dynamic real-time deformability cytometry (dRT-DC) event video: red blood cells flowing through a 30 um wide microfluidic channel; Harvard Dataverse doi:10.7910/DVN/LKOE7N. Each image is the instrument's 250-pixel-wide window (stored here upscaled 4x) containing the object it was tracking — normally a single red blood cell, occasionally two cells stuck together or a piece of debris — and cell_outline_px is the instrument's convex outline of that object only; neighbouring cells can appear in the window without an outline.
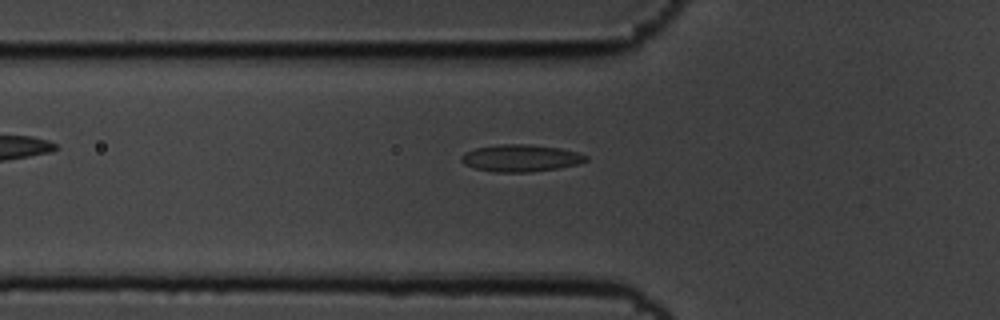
{"species": "common noctule bat (a hibernating species)", "species_latin": "Nyctalus noctula", "temperature_condition": "cold", "stored_images_in_passage": 41, "camera_frame_rate_fps": 3000, "um_per_image_px": 0.085, "animal": {"sex": "male", "body_mass_g": 19.5, "forearm_length_mm": 54.6}, "frame": {"image": 1, "passage_image": 3, "time_ms": 0.667, "image_size_px": [1000, 320], "cell_outline_px": [[588, 160], [576, 164], [560, 168], [528, 172], [492, 172], [476, 168], [464, 164], [460, 160], [460, 156], [464, 152], [476, 148], [500, 144], [528, 144], [560, 148], [576, 152], [588, 156]], "centroid_in_image_um": [44.24, 13.44], "position_along_channel_um": 81.6, "area_um2": 19.65}}
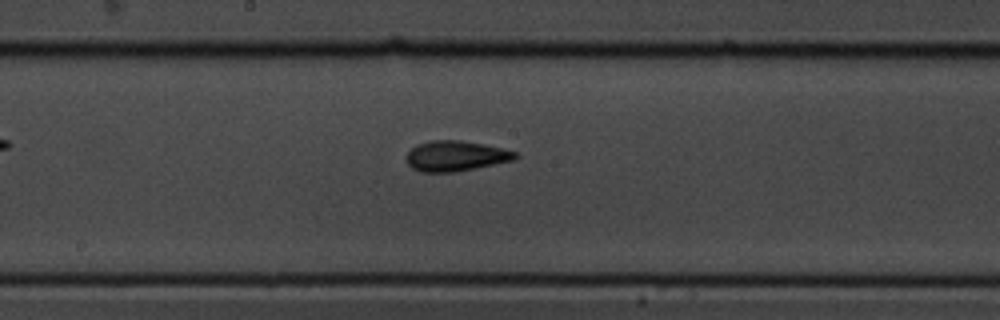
{"frame": {"image": 2, "passage_image": 14, "time_ms": 4.333, "image_size_px": [1000, 320], "cell_outline_px": [[520, 156], [512, 160], [456, 172], [420, 172], [412, 168], [408, 164], [408, 152], [416, 144], [432, 140], [460, 140], [500, 148], [516, 152]], "centroid_in_image_um": [38.71, 13.26], "position_along_channel_um": 209.5, "area_um2": 18.96}}
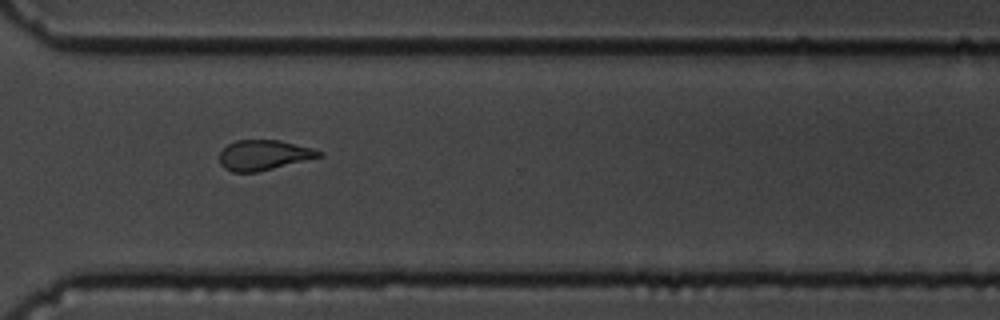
{"frame": {"image": 3, "passage_image": 26, "time_ms": 8.333, "image_size_px": [1000, 320], "cell_outline_px": [[324, 156], [256, 172], [232, 172], [224, 168], [220, 164], [220, 152], [228, 144], [236, 140], [280, 140], [312, 148], [324, 152]], "centroid_in_image_um": [22.43, 13.18], "position_along_channel_um": 348.2, "area_um2": 17.46}, "authors_computed_cell_mechanics": {"area_um2": 18.6116, "velocity_mm_per_s": 3.4735, "shape_relaxation_time_tau1_ms": 5.2199, "shape_relaxation_time_tau2_ms": 2.1699, "deformation_change_tau1": 0.112, "deformation_change_tau2": 0.0966}}